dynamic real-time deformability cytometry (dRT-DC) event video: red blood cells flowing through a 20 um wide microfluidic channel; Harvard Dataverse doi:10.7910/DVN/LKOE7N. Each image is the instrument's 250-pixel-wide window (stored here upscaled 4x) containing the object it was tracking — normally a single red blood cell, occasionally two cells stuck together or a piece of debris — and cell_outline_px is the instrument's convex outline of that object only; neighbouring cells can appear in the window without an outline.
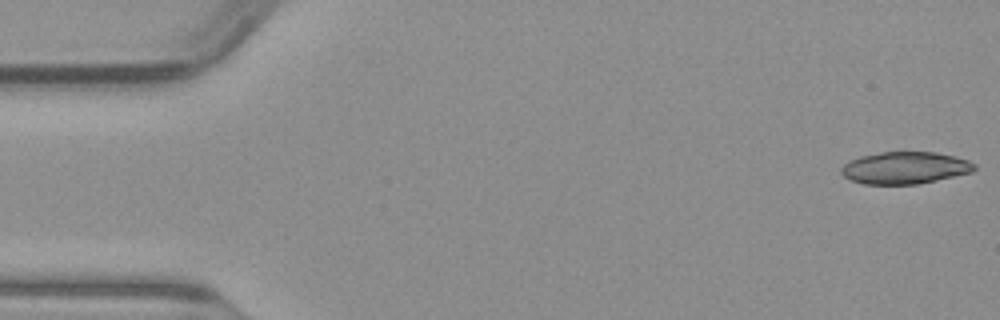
{"species": "common noctule bat (a hibernating species)", "species_latin": "Nyctalus noctula", "temperature_condition": "warm", "stored_images_in_passage": 14, "camera_frame_rate_fps": 3000, "um_per_image_px": 0.085, "animal": {"sex": "male", "body_mass_g": 23.1, "forearm_length_mm": 52.7}, "frame": {"image": 1, "passage_image": 1, "time_ms": 0.0, "image_size_px": [1000, 320], "cell_outline_px": [[976, 168], [972, 172], [936, 180], [916, 184], [864, 184], [852, 180], [844, 176], [840, 172], [840, 168], [848, 160], [860, 156], [880, 152], [936, 152], [956, 156], [968, 160], [976, 164]], "centroid_in_image_um": [76.91, 14.26], "position_along_channel_um": 8.1, "area_um2": 24.97}}
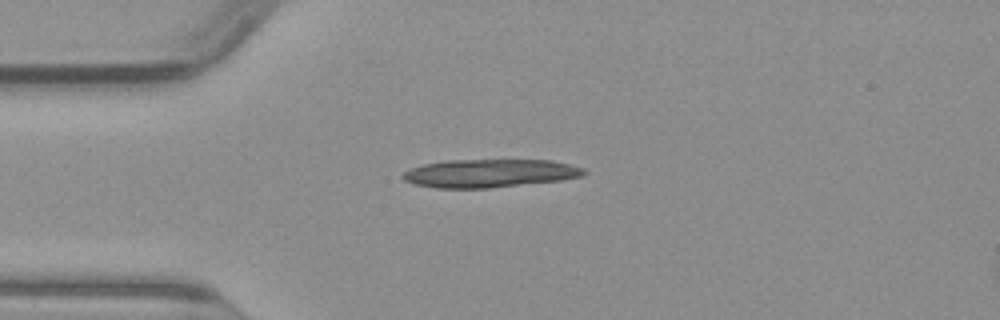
{"frame": {"image": 2, "passage_image": 12, "time_ms": 3.667, "image_size_px": [1000, 320], "cell_outline_px": [[588, 172], [584, 176], [560, 180], [488, 188], [436, 188], [416, 184], [404, 180], [400, 176], [404, 172], [412, 168], [424, 164], [444, 160], [552, 160], [584, 168]], "centroid_in_image_um": [41.63, 14.72], "position_along_channel_um": 43.4, "area_um2": 29.71}}